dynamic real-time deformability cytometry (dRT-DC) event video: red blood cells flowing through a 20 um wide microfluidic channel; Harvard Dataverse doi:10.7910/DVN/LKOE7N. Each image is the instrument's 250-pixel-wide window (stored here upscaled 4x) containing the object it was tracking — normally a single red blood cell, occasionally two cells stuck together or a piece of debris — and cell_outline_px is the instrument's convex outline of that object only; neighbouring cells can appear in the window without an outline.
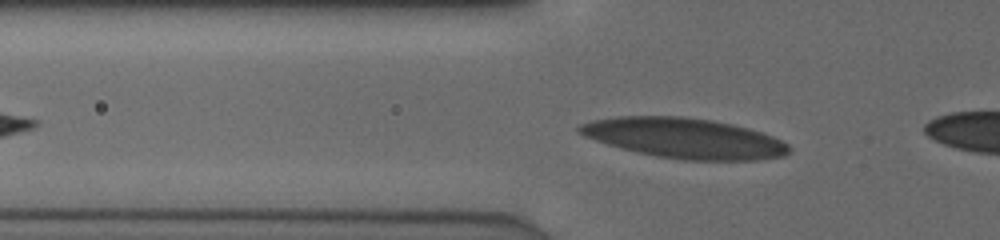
{"species": "human", "species_latin": "Homo sapiens", "temperature_condition": "cold", "stored_images_in_passage": 11, "camera_frame_rate_fps": 3000, "um_per_image_px": 0.085, "donor": {"sex": "male"}, "frame": {"image": 1, "passage_image": 8, "time_ms": 2.333, "image_size_px": [1000, 240], "cell_outline_px": [[792, 148], [784, 156], [756, 160], [684, 160], [656, 156], [620, 148], [584, 136], [576, 132], [576, 128], [580, 124], [592, 120], [616, 116], [680, 116], [712, 120], [732, 124], [748, 128], [772, 136], [788, 144]], "centroid_in_image_um": [58.15, 11.74], "position_along_channel_um": 67.7, "area_um2": 49.07}}